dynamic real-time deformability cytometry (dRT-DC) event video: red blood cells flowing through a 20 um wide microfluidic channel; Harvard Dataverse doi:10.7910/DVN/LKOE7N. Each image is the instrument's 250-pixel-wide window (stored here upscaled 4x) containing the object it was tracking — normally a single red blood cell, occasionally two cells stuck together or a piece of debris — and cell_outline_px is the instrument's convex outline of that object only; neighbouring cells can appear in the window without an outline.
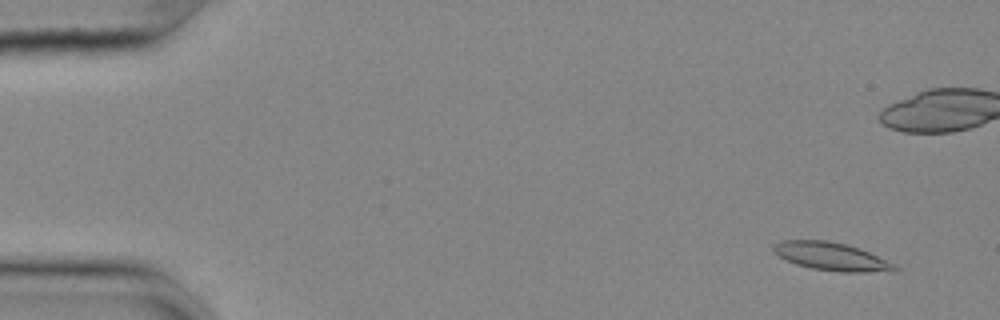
{"species": "common noctule bat (a hibernating species)", "species_latin": "Nyctalus noctula", "temperature_condition": "cold", "stored_images_in_passage": 55, "camera_frame_rate_fps": 3000, "um_per_image_px": 0.085, "animal": {"sex": "female", "body_mass_g": 25.1}, "frame": {"image": 1, "passage_image": 2, "time_ms": 0.333, "image_size_px": [1000, 320], "cell_outline_px": [[900, 268], [864, 272], [840, 272], [812, 268], [796, 264], [780, 256], [772, 248], [776, 244], [784, 240], [828, 240], [860, 248], [896, 264]], "centroid_in_image_um": [70.67, 21.79], "position_along_channel_um": 14.3, "area_um2": 19.31}}
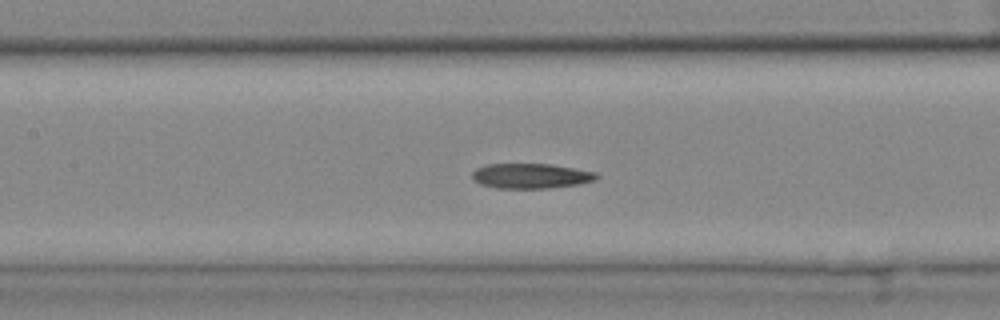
{"frame": {"image": 2, "passage_image": 24, "time_ms": 7.667, "image_size_px": [1000, 320], "cell_outline_px": [[600, 176], [596, 180], [576, 184], [548, 188], [496, 188], [480, 184], [472, 180], [472, 172], [476, 168], [488, 164], [552, 164], [596, 172]], "centroid_in_image_um": [45.11, 14.95], "position_along_channel_um": 162.3, "area_um2": 18.15}}
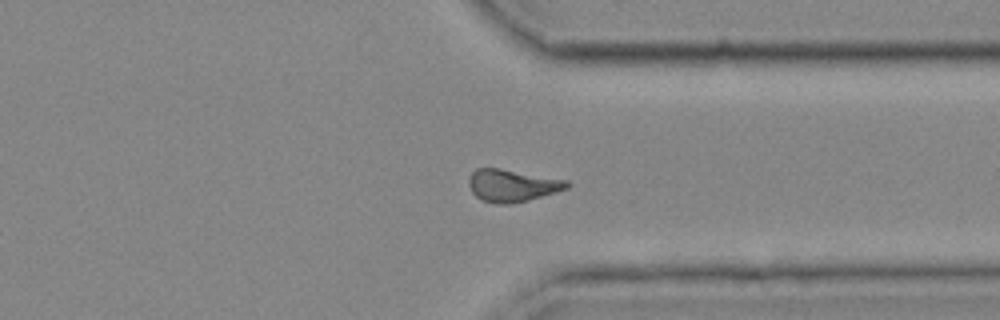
{"frame": {"image": 3, "passage_image": 41, "time_ms": 13.333, "image_size_px": [1000, 320], "cell_outline_px": [[572, 184], [568, 188], [528, 200], [508, 204], [500, 204], [480, 200], [472, 192], [468, 184], [468, 180], [472, 172], [476, 168], [500, 168], [568, 180]], "centroid_in_image_um": [43.53, 15.76], "position_along_channel_um": 367.9, "area_um2": 18.5}, "authors_computed_cell_mechanics": {"area_um2": 18.496, "velocity_mm_per_s": 3.6188, "shape_relaxation_time_tau1_ms": null, "shape_relaxation_time_tau2_ms": 2.6494, "deformation_change_tau1": null, "deformation_change_tau2": 0.0958}}